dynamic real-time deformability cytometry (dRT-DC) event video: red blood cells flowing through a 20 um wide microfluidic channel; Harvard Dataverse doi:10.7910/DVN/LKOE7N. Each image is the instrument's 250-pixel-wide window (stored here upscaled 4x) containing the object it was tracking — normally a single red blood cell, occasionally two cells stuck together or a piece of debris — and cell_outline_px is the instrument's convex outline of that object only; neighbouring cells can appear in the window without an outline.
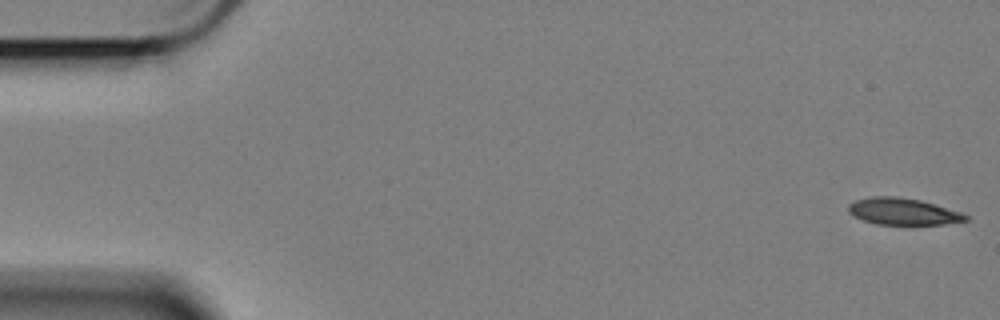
{"species": "Egyptian fruit bat (a non-hibernating species)", "species_latin": "Rousettus aegyptiacus", "temperature_condition": "cold", "stored_images_in_passage": 58, "camera_frame_rate_fps": 3000, "um_per_image_px": 0.085, "animal": {"sex": "female"}, "frame": {"image": 1, "passage_image": 1, "time_ms": 0.0, "image_size_px": [1000, 320], "cell_outline_px": [[968, 220], [944, 224], [876, 224], [864, 220], [848, 212], [848, 204], [856, 200], [872, 196], [896, 196], [920, 200], [936, 204], [960, 212], [968, 216]], "centroid_in_image_um": [76.75, 17.96], "position_along_channel_um": 8.3, "area_um2": 18.09}}
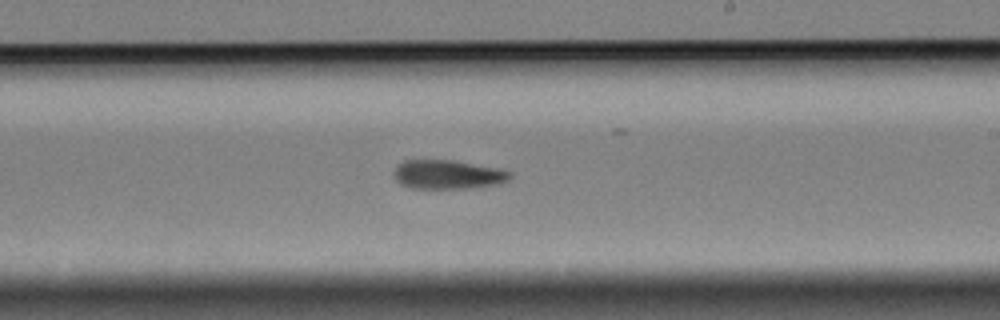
{"frame": {"image": 2, "passage_image": 34, "time_ms": 11.0, "image_size_px": [1000, 320], "cell_outline_px": [[512, 176], [508, 180], [500, 184], [472, 188], [408, 188], [400, 184], [396, 180], [392, 172], [404, 160], [452, 160], [500, 168], [512, 172]], "centroid_in_image_um": [38.09, 14.84], "position_along_channel_um": 250.9, "area_um2": 19.83}}
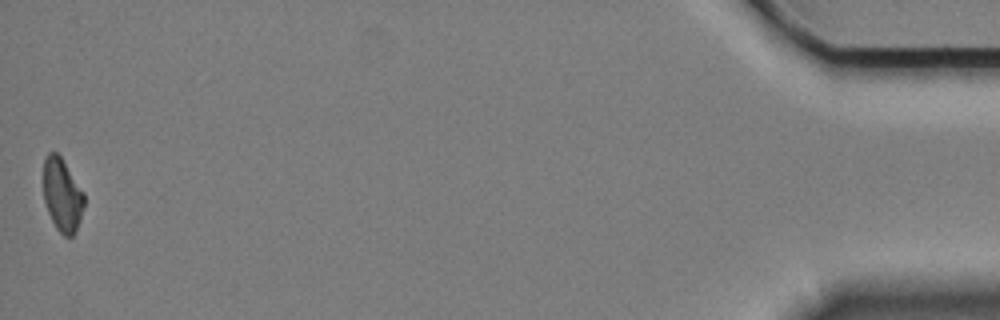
{"frame": {"image": 3, "passage_image": 58, "time_ms": 19.0, "image_size_px": [1000, 320], "cell_outline_px": [[84, 204], [80, 220], [72, 236], [64, 236], [56, 228], [48, 212], [44, 200], [44, 160], [48, 152], [56, 152], [60, 156], [84, 192]], "centroid_in_image_um": [5.29, 16.57], "position_along_channel_um": 429.9, "area_um2": 17.11}, "authors_computed_cell_mechanics": {"area_um2": 19.7098, "velocity_mm_per_s": 3.3955, "shape_relaxation_time_tau1_ms": 4.9446, "shape_relaxation_time_tau2_ms": null, "deformation_change_tau1": 0.1315, "deformation_change_tau2": null}}